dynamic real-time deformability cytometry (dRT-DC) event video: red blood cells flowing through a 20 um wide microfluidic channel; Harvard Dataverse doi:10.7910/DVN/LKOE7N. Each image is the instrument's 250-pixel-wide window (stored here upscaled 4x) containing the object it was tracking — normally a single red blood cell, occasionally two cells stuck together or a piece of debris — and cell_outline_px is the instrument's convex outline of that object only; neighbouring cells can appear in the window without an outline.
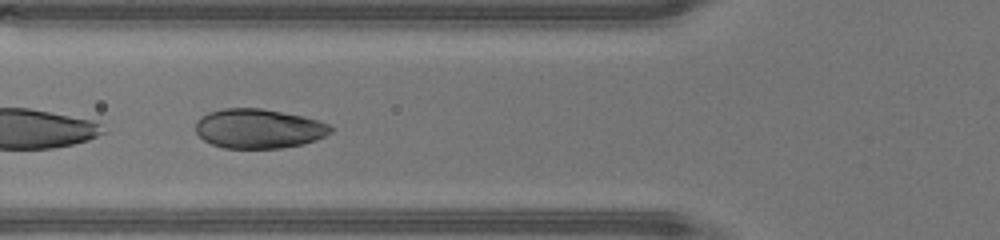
{"species": "human", "species_latin": "Homo sapiens", "temperature_condition": "warm", "stored_images_in_passage": 43, "segment_of_instrument_passage": [2, 2], "camera_frame_rate_fps": 3000, "um_per_image_px": 0.085, "donor": {"sex": "male"}, "frame": {"image": 1, "passage_image": 17, "time_ms": 5.333, "image_size_px": [1000, 240], "cell_outline_px": [[332, 132], [316, 140], [300, 144], [280, 148], [224, 148], [212, 144], [204, 140], [196, 132], [196, 120], [200, 116], [208, 112], [224, 108], [260, 108], [304, 116], [328, 124], [332, 128]], "centroid_in_image_um": [21.95, 10.92], "position_along_channel_um": 103.8, "area_um2": 30.98}}
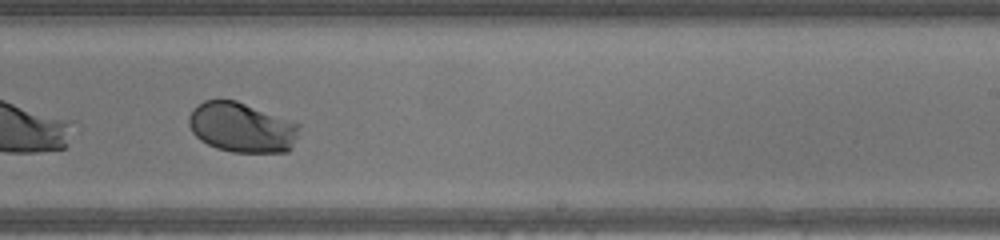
{"frame": {"image": 2, "passage_image": 28, "time_ms": 9.0, "image_size_px": [1000, 240], "cell_outline_px": [[300, 124], [292, 148], [288, 152], [232, 152], [216, 148], [200, 140], [192, 132], [188, 124], [188, 116], [196, 104], [204, 100], [236, 100]], "centroid_in_image_um": [20.51, 10.83], "position_along_channel_um": 268.5, "area_um2": 32.08}}
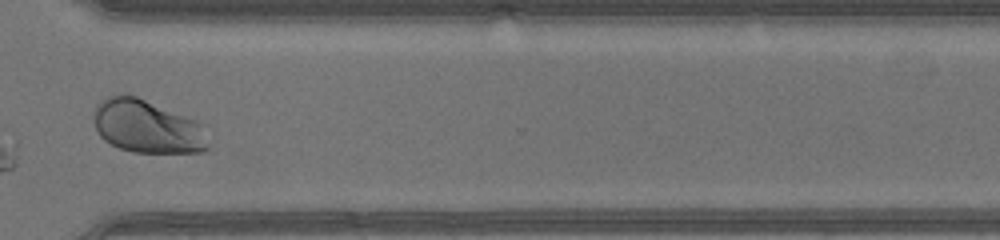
{"frame": {"image": 3, "passage_image": 34, "time_ms": 11.0, "image_size_px": [1000, 240], "cell_outline_px": [[212, 140], [208, 148], [204, 152], [132, 152], [120, 148], [104, 140], [100, 136], [96, 128], [96, 104], [104, 96], [112, 92], [136, 96], [196, 120], [200, 124]], "centroid_in_image_um": [12.54, 10.74], "position_along_channel_um": 358.1, "area_um2": 35.72}}